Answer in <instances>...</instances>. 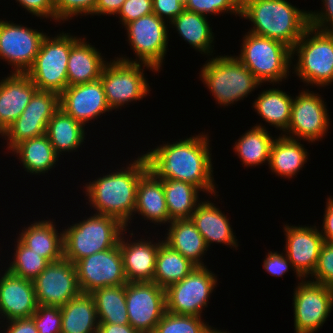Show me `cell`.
Instances as JSON below:
<instances>
[{
	"label": "cell",
	"instance_id": "obj_45",
	"mask_svg": "<svg viewBox=\"0 0 333 333\" xmlns=\"http://www.w3.org/2000/svg\"><path fill=\"white\" fill-rule=\"evenodd\" d=\"M151 13H153L152 0H126L117 15L124 27L127 23Z\"/></svg>",
	"mask_w": 333,
	"mask_h": 333
},
{
	"label": "cell",
	"instance_id": "obj_5",
	"mask_svg": "<svg viewBox=\"0 0 333 333\" xmlns=\"http://www.w3.org/2000/svg\"><path fill=\"white\" fill-rule=\"evenodd\" d=\"M199 75L220 106L243 100L261 83L236 57L215 56L205 62Z\"/></svg>",
	"mask_w": 333,
	"mask_h": 333
},
{
	"label": "cell",
	"instance_id": "obj_51",
	"mask_svg": "<svg viewBox=\"0 0 333 333\" xmlns=\"http://www.w3.org/2000/svg\"><path fill=\"white\" fill-rule=\"evenodd\" d=\"M323 218L321 235L325 242L333 243V198L331 196L327 198Z\"/></svg>",
	"mask_w": 333,
	"mask_h": 333
},
{
	"label": "cell",
	"instance_id": "obj_54",
	"mask_svg": "<svg viewBox=\"0 0 333 333\" xmlns=\"http://www.w3.org/2000/svg\"><path fill=\"white\" fill-rule=\"evenodd\" d=\"M262 1V0H238V8L239 12L241 13L247 6L251 5L252 3Z\"/></svg>",
	"mask_w": 333,
	"mask_h": 333
},
{
	"label": "cell",
	"instance_id": "obj_29",
	"mask_svg": "<svg viewBox=\"0 0 333 333\" xmlns=\"http://www.w3.org/2000/svg\"><path fill=\"white\" fill-rule=\"evenodd\" d=\"M280 135L272 144L268 166L277 176L290 179L304 167L309 153L301 140Z\"/></svg>",
	"mask_w": 333,
	"mask_h": 333
},
{
	"label": "cell",
	"instance_id": "obj_7",
	"mask_svg": "<svg viewBox=\"0 0 333 333\" xmlns=\"http://www.w3.org/2000/svg\"><path fill=\"white\" fill-rule=\"evenodd\" d=\"M298 59L294 74L306 85L326 87L333 82V32L308 27L292 48Z\"/></svg>",
	"mask_w": 333,
	"mask_h": 333
},
{
	"label": "cell",
	"instance_id": "obj_52",
	"mask_svg": "<svg viewBox=\"0 0 333 333\" xmlns=\"http://www.w3.org/2000/svg\"><path fill=\"white\" fill-rule=\"evenodd\" d=\"M126 0H96L94 15H115L116 17Z\"/></svg>",
	"mask_w": 333,
	"mask_h": 333
},
{
	"label": "cell",
	"instance_id": "obj_20",
	"mask_svg": "<svg viewBox=\"0 0 333 333\" xmlns=\"http://www.w3.org/2000/svg\"><path fill=\"white\" fill-rule=\"evenodd\" d=\"M59 107L84 126L101 114L112 111L106 101L101 79L68 86L59 95Z\"/></svg>",
	"mask_w": 333,
	"mask_h": 333
},
{
	"label": "cell",
	"instance_id": "obj_19",
	"mask_svg": "<svg viewBox=\"0 0 333 333\" xmlns=\"http://www.w3.org/2000/svg\"><path fill=\"white\" fill-rule=\"evenodd\" d=\"M285 250L299 280L312 276L324 243L316 226H284Z\"/></svg>",
	"mask_w": 333,
	"mask_h": 333
},
{
	"label": "cell",
	"instance_id": "obj_1",
	"mask_svg": "<svg viewBox=\"0 0 333 333\" xmlns=\"http://www.w3.org/2000/svg\"><path fill=\"white\" fill-rule=\"evenodd\" d=\"M209 134L203 133L179 139L143 153L147 170L156 179H173L193 184L214 197L216 183L213 178Z\"/></svg>",
	"mask_w": 333,
	"mask_h": 333
},
{
	"label": "cell",
	"instance_id": "obj_26",
	"mask_svg": "<svg viewBox=\"0 0 333 333\" xmlns=\"http://www.w3.org/2000/svg\"><path fill=\"white\" fill-rule=\"evenodd\" d=\"M134 213L160 226L171 222L162 180L156 179L149 171L138 182Z\"/></svg>",
	"mask_w": 333,
	"mask_h": 333
},
{
	"label": "cell",
	"instance_id": "obj_8",
	"mask_svg": "<svg viewBox=\"0 0 333 333\" xmlns=\"http://www.w3.org/2000/svg\"><path fill=\"white\" fill-rule=\"evenodd\" d=\"M80 39L70 33L43 39L34 64L26 72L38 90L59 95L68 87L67 65L71 47Z\"/></svg>",
	"mask_w": 333,
	"mask_h": 333
},
{
	"label": "cell",
	"instance_id": "obj_10",
	"mask_svg": "<svg viewBox=\"0 0 333 333\" xmlns=\"http://www.w3.org/2000/svg\"><path fill=\"white\" fill-rule=\"evenodd\" d=\"M166 22L151 13L127 23L124 26L128 35L127 41L136 54V59L123 56L117 59L130 63L141 62L152 66L157 72L161 71L160 67L163 65L169 41Z\"/></svg>",
	"mask_w": 333,
	"mask_h": 333
},
{
	"label": "cell",
	"instance_id": "obj_27",
	"mask_svg": "<svg viewBox=\"0 0 333 333\" xmlns=\"http://www.w3.org/2000/svg\"><path fill=\"white\" fill-rule=\"evenodd\" d=\"M53 220L34 221L24 227L18 239L29 249L33 250L48 262L64 257L63 231L58 233Z\"/></svg>",
	"mask_w": 333,
	"mask_h": 333
},
{
	"label": "cell",
	"instance_id": "obj_55",
	"mask_svg": "<svg viewBox=\"0 0 333 333\" xmlns=\"http://www.w3.org/2000/svg\"><path fill=\"white\" fill-rule=\"evenodd\" d=\"M207 333H227V331L224 332V331L218 330L217 328L215 329L214 327H212Z\"/></svg>",
	"mask_w": 333,
	"mask_h": 333
},
{
	"label": "cell",
	"instance_id": "obj_43",
	"mask_svg": "<svg viewBox=\"0 0 333 333\" xmlns=\"http://www.w3.org/2000/svg\"><path fill=\"white\" fill-rule=\"evenodd\" d=\"M38 333H61L62 314L60 306L37 305L31 316Z\"/></svg>",
	"mask_w": 333,
	"mask_h": 333
},
{
	"label": "cell",
	"instance_id": "obj_42",
	"mask_svg": "<svg viewBox=\"0 0 333 333\" xmlns=\"http://www.w3.org/2000/svg\"><path fill=\"white\" fill-rule=\"evenodd\" d=\"M96 0H54L55 22L68 21L78 15L94 16Z\"/></svg>",
	"mask_w": 333,
	"mask_h": 333
},
{
	"label": "cell",
	"instance_id": "obj_34",
	"mask_svg": "<svg viewBox=\"0 0 333 333\" xmlns=\"http://www.w3.org/2000/svg\"><path fill=\"white\" fill-rule=\"evenodd\" d=\"M293 98L279 88H269L258 95L253 108L269 126L279 128L284 133L289 126Z\"/></svg>",
	"mask_w": 333,
	"mask_h": 333
},
{
	"label": "cell",
	"instance_id": "obj_13",
	"mask_svg": "<svg viewBox=\"0 0 333 333\" xmlns=\"http://www.w3.org/2000/svg\"><path fill=\"white\" fill-rule=\"evenodd\" d=\"M322 98L308 89L299 92L298 96L293 98L288 129L281 134L309 143L321 140L328 132L330 124L328 110Z\"/></svg>",
	"mask_w": 333,
	"mask_h": 333
},
{
	"label": "cell",
	"instance_id": "obj_37",
	"mask_svg": "<svg viewBox=\"0 0 333 333\" xmlns=\"http://www.w3.org/2000/svg\"><path fill=\"white\" fill-rule=\"evenodd\" d=\"M162 183L169 219H190L201 201L199 192L202 190L193 184L173 179H163Z\"/></svg>",
	"mask_w": 333,
	"mask_h": 333
},
{
	"label": "cell",
	"instance_id": "obj_12",
	"mask_svg": "<svg viewBox=\"0 0 333 333\" xmlns=\"http://www.w3.org/2000/svg\"><path fill=\"white\" fill-rule=\"evenodd\" d=\"M293 293L295 333H315L333 310V289L302 279Z\"/></svg>",
	"mask_w": 333,
	"mask_h": 333
},
{
	"label": "cell",
	"instance_id": "obj_11",
	"mask_svg": "<svg viewBox=\"0 0 333 333\" xmlns=\"http://www.w3.org/2000/svg\"><path fill=\"white\" fill-rule=\"evenodd\" d=\"M217 276L206 266L195 267L184 279L166 288V311L201 316L217 287Z\"/></svg>",
	"mask_w": 333,
	"mask_h": 333
},
{
	"label": "cell",
	"instance_id": "obj_47",
	"mask_svg": "<svg viewBox=\"0 0 333 333\" xmlns=\"http://www.w3.org/2000/svg\"><path fill=\"white\" fill-rule=\"evenodd\" d=\"M153 13L167 25L185 10L184 0H152Z\"/></svg>",
	"mask_w": 333,
	"mask_h": 333
},
{
	"label": "cell",
	"instance_id": "obj_17",
	"mask_svg": "<svg viewBox=\"0 0 333 333\" xmlns=\"http://www.w3.org/2000/svg\"><path fill=\"white\" fill-rule=\"evenodd\" d=\"M59 108L58 93L37 90L20 117L1 135L7 140V149L11 151L24 140L44 135L49 120Z\"/></svg>",
	"mask_w": 333,
	"mask_h": 333
},
{
	"label": "cell",
	"instance_id": "obj_30",
	"mask_svg": "<svg viewBox=\"0 0 333 333\" xmlns=\"http://www.w3.org/2000/svg\"><path fill=\"white\" fill-rule=\"evenodd\" d=\"M61 333H98L99 321L93 297L81 293L60 307Z\"/></svg>",
	"mask_w": 333,
	"mask_h": 333
},
{
	"label": "cell",
	"instance_id": "obj_41",
	"mask_svg": "<svg viewBox=\"0 0 333 333\" xmlns=\"http://www.w3.org/2000/svg\"><path fill=\"white\" fill-rule=\"evenodd\" d=\"M185 10L210 16L222 13L235 14L240 17L238 0H185Z\"/></svg>",
	"mask_w": 333,
	"mask_h": 333
},
{
	"label": "cell",
	"instance_id": "obj_21",
	"mask_svg": "<svg viewBox=\"0 0 333 333\" xmlns=\"http://www.w3.org/2000/svg\"><path fill=\"white\" fill-rule=\"evenodd\" d=\"M0 277V319L4 322L5 319L30 318L38 305L33 281L14 276L7 270Z\"/></svg>",
	"mask_w": 333,
	"mask_h": 333
},
{
	"label": "cell",
	"instance_id": "obj_33",
	"mask_svg": "<svg viewBox=\"0 0 333 333\" xmlns=\"http://www.w3.org/2000/svg\"><path fill=\"white\" fill-rule=\"evenodd\" d=\"M170 24L177 30L179 36L195 50L205 55L209 53L207 56L212 55L214 34L207 16L184 10Z\"/></svg>",
	"mask_w": 333,
	"mask_h": 333
},
{
	"label": "cell",
	"instance_id": "obj_31",
	"mask_svg": "<svg viewBox=\"0 0 333 333\" xmlns=\"http://www.w3.org/2000/svg\"><path fill=\"white\" fill-rule=\"evenodd\" d=\"M85 126L59 108L49 120L45 135L49 138L55 153L76 151L84 142Z\"/></svg>",
	"mask_w": 333,
	"mask_h": 333
},
{
	"label": "cell",
	"instance_id": "obj_53",
	"mask_svg": "<svg viewBox=\"0 0 333 333\" xmlns=\"http://www.w3.org/2000/svg\"><path fill=\"white\" fill-rule=\"evenodd\" d=\"M98 333H140L134 329L130 324H109L99 323Z\"/></svg>",
	"mask_w": 333,
	"mask_h": 333
},
{
	"label": "cell",
	"instance_id": "obj_22",
	"mask_svg": "<svg viewBox=\"0 0 333 333\" xmlns=\"http://www.w3.org/2000/svg\"><path fill=\"white\" fill-rule=\"evenodd\" d=\"M0 80V135L20 117L38 88L26 73H10Z\"/></svg>",
	"mask_w": 333,
	"mask_h": 333
},
{
	"label": "cell",
	"instance_id": "obj_14",
	"mask_svg": "<svg viewBox=\"0 0 333 333\" xmlns=\"http://www.w3.org/2000/svg\"><path fill=\"white\" fill-rule=\"evenodd\" d=\"M125 297L129 324L140 333H153L166 312V290L154 282H128Z\"/></svg>",
	"mask_w": 333,
	"mask_h": 333
},
{
	"label": "cell",
	"instance_id": "obj_4",
	"mask_svg": "<svg viewBox=\"0 0 333 333\" xmlns=\"http://www.w3.org/2000/svg\"><path fill=\"white\" fill-rule=\"evenodd\" d=\"M126 230L118 219L93 214L63 230L64 257L73 264L89 255L115 247Z\"/></svg>",
	"mask_w": 333,
	"mask_h": 333
},
{
	"label": "cell",
	"instance_id": "obj_44",
	"mask_svg": "<svg viewBox=\"0 0 333 333\" xmlns=\"http://www.w3.org/2000/svg\"><path fill=\"white\" fill-rule=\"evenodd\" d=\"M311 281L333 289V243L322 244Z\"/></svg>",
	"mask_w": 333,
	"mask_h": 333
},
{
	"label": "cell",
	"instance_id": "obj_39",
	"mask_svg": "<svg viewBox=\"0 0 333 333\" xmlns=\"http://www.w3.org/2000/svg\"><path fill=\"white\" fill-rule=\"evenodd\" d=\"M16 240L13 261L6 270L14 276L33 281L49 262L25 246L19 239Z\"/></svg>",
	"mask_w": 333,
	"mask_h": 333
},
{
	"label": "cell",
	"instance_id": "obj_48",
	"mask_svg": "<svg viewBox=\"0 0 333 333\" xmlns=\"http://www.w3.org/2000/svg\"><path fill=\"white\" fill-rule=\"evenodd\" d=\"M263 263V268L272 276L280 277L288 272L290 267L294 271L291 261L286 253L283 254V252L281 254L277 251L268 252Z\"/></svg>",
	"mask_w": 333,
	"mask_h": 333
},
{
	"label": "cell",
	"instance_id": "obj_3",
	"mask_svg": "<svg viewBox=\"0 0 333 333\" xmlns=\"http://www.w3.org/2000/svg\"><path fill=\"white\" fill-rule=\"evenodd\" d=\"M241 18L251 21L248 32L278 40L291 49L309 27V11L300 10L287 0H262L247 6Z\"/></svg>",
	"mask_w": 333,
	"mask_h": 333
},
{
	"label": "cell",
	"instance_id": "obj_40",
	"mask_svg": "<svg viewBox=\"0 0 333 333\" xmlns=\"http://www.w3.org/2000/svg\"><path fill=\"white\" fill-rule=\"evenodd\" d=\"M201 318L166 311L153 333H207L212 327Z\"/></svg>",
	"mask_w": 333,
	"mask_h": 333
},
{
	"label": "cell",
	"instance_id": "obj_32",
	"mask_svg": "<svg viewBox=\"0 0 333 333\" xmlns=\"http://www.w3.org/2000/svg\"><path fill=\"white\" fill-rule=\"evenodd\" d=\"M11 153L16 154L23 169L30 174L48 173L55 167L59 156L55 153L49 138L44 134L40 137L24 140L17 144Z\"/></svg>",
	"mask_w": 333,
	"mask_h": 333
},
{
	"label": "cell",
	"instance_id": "obj_49",
	"mask_svg": "<svg viewBox=\"0 0 333 333\" xmlns=\"http://www.w3.org/2000/svg\"><path fill=\"white\" fill-rule=\"evenodd\" d=\"M16 2L34 16L51 18L55 21L54 0H16Z\"/></svg>",
	"mask_w": 333,
	"mask_h": 333
},
{
	"label": "cell",
	"instance_id": "obj_38",
	"mask_svg": "<svg viewBox=\"0 0 333 333\" xmlns=\"http://www.w3.org/2000/svg\"><path fill=\"white\" fill-rule=\"evenodd\" d=\"M90 295L95 303L99 323L129 324L125 284L103 287Z\"/></svg>",
	"mask_w": 333,
	"mask_h": 333
},
{
	"label": "cell",
	"instance_id": "obj_50",
	"mask_svg": "<svg viewBox=\"0 0 333 333\" xmlns=\"http://www.w3.org/2000/svg\"><path fill=\"white\" fill-rule=\"evenodd\" d=\"M5 329L4 326V333H38V330L35 326L33 319L30 318H21V319H13L6 321ZM7 330V331H6Z\"/></svg>",
	"mask_w": 333,
	"mask_h": 333
},
{
	"label": "cell",
	"instance_id": "obj_15",
	"mask_svg": "<svg viewBox=\"0 0 333 333\" xmlns=\"http://www.w3.org/2000/svg\"><path fill=\"white\" fill-rule=\"evenodd\" d=\"M74 265L82 293L91 294L103 287L128 283L118 244L111 249L86 256Z\"/></svg>",
	"mask_w": 333,
	"mask_h": 333
},
{
	"label": "cell",
	"instance_id": "obj_36",
	"mask_svg": "<svg viewBox=\"0 0 333 333\" xmlns=\"http://www.w3.org/2000/svg\"><path fill=\"white\" fill-rule=\"evenodd\" d=\"M195 267L197 266L190 260L162 241L156 256L152 282L166 289L184 279Z\"/></svg>",
	"mask_w": 333,
	"mask_h": 333
},
{
	"label": "cell",
	"instance_id": "obj_24",
	"mask_svg": "<svg viewBox=\"0 0 333 333\" xmlns=\"http://www.w3.org/2000/svg\"><path fill=\"white\" fill-rule=\"evenodd\" d=\"M191 220L203 236L208 248L212 243L229 245L235 249L239 246L229 218L211 201H201L193 212Z\"/></svg>",
	"mask_w": 333,
	"mask_h": 333
},
{
	"label": "cell",
	"instance_id": "obj_35",
	"mask_svg": "<svg viewBox=\"0 0 333 333\" xmlns=\"http://www.w3.org/2000/svg\"><path fill=\"white\" fill-rule=\"evenodd\" d=\"M262 124H256L247 130L233 146L235 154L246 167H255L263 163H269L270 151L274 137Z\"/></svg>",
	"mask_w": 333,
	"mask_h": 333
},
{
	"label": "cell",
	"instance_id": "obj_25",
	"mask_svg": "<svg viewBox=\"0 0 333 333\" xmlns=\"http://www.w3.org/2000/svg\"><path fill=\"white\" fill-rule=\"evenodd\" d=\"M80 38L70 50L67 78L68 86L84 84L100 79L102 69L107 63L91 43Z\"/></svg>",
	"mask_w": 333,
	"mask_h": 333
},
{
	"label": "cell",
	"instance_id": "obj_16",
	"mask_svg": "<svg viewBox=\"0 0 333 333\" xmlns=\"http://www.w3.org/2000/svg\"><path fill=\"white\" fill-rule=\"evenodd\" d=\"M45 36L43 31L0 19V59L15 68L11 73H26Z\"/></svg>",
	"mask_w": 333,
	"mask_h": 333
},
{
	"label": "cell",
	"instance_id": "obj_46",
	"mask_svg": "<svg viewBox=\"0 0 333 333\" xmlns=\"http://www.w3.org/2000/svg\"><path fill=\"white\" fill-rule=\"evenodd\" d=\"M321 11H309V26L325 32H333V0H322Z\"/></svg>",
	"mask_w": 333,
	"mask_h": 333
},
{
	"label": "cell",
	"instance_id": "obj_2",
	"mask_svg": "<svg viewBox=\"0 0 333 333\" xmlns=\"http://www.w3.org/2000/svg\"><path fill=\"white\" fill-rule=\"evenodd\" d=\"M117 170L88 182L84 187L85 196L96 214L115 217L128 230V224L135 215L137 185L148 171L147 164L140 155L126 168Z\"/></svg>",
	"mask_w": 333,
	"mask_h": 333
},
{
	"label": "cell",
	"instance_id": "obj_28",
	"mask_svg": "<svg viewBox=\"0 0 333 333\" xmlns=\"http://www.w3.org/2000/svg\"><path fill=\"white\" fill-rule=\"evenodd\" d=\"M168 232L163 240L172 249L179 252L196 266H206L202 261L208 250L201 233L190 219L173 220L169 223Z\"/></svg>",
	"mask_w": 333,
	"mask_h": 333
},
{
	"label": "cell",
	"instance_id": "obj_23",
	"mask_svg": "<svg viewBox=\"0 0 333 333\" xmlns=\"http://www.w3.org/2000/svg\"><path fill=\"white\" fill-rule=\"evenodd\" d=\"M127 229L121 234L118 245L123 257L125 277L128 282H151L155 272L156 256L159 245L150 239L126 241ZM160 241V242H159Z\"/></svg>",
	"mask_w": 333,
	"mask_h": 333
},
{
	"label": "cell",
	"instance_id": "obj_18",
	"mask_svg": "<svg viewBox=\"0 0 333 333\" xmlns=\"http://www.w3.org/2000/svg\"><path fill=\"white\" fill-rule=\"evenodd\" d=\"M36 302L43 306H63L82 292L75 265L65 257L49 262L33 280Z\"/></svg>",
	"mask_w": 333,
	"mask_h": 333
},
{
	"label": "cell",
	"instance_id": "obj_9",
	"mask_svg": "<svg viewBox=\"0 0 333 333\" xmlns=\"http://www.w3.org/2000/svg\"><path fill=\"white\" fill-rule=\"evenodd\" d=\"M141 67L157 72L152 66L142 63L125 62L117 58L107 61L100 79L111 110H117L132 101H139L150 93L149 83Z\"/></svg>",
	"mask_w": 333,
	"mask_h": 333
},
{
	"label": "cell",
	"instance_id": "obj_6",
	"mask_svg": "<svg viewBox=\"0 0 333 333\" xmlns=\"http://www.w3.org/2000/svg\"><path fill=\"white\" fill-rule=\"evenodd\" d=\"M240 54L235 56L262 84H279L289 76L292 49L286 44L247 32Z\"/></svg>",
	"mask_w": 333,
	"mask_h": 333
}]
</instances>
